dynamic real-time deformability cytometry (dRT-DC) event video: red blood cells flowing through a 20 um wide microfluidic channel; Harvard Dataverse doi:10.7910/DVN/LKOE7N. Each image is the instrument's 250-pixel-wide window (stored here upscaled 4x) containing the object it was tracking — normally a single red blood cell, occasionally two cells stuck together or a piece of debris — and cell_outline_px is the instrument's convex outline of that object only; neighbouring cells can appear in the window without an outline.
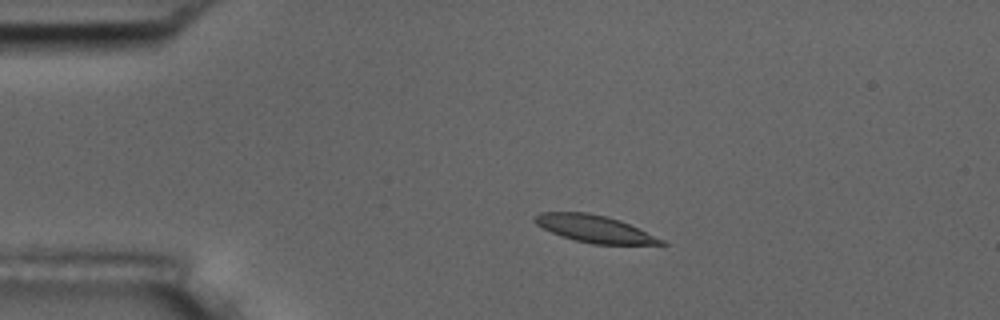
{"species": "common noctule bat (a hibernating species)", "species_latin": "Nyctalus noctula", "temperature_condition": "room temperature", "stored_images_in_passage": 5, "camera_frame_rate_fps": 3000, "um_per_image_px": 0.085, "animal": {"sex": "male", "body_mass_g": 17.5, "forearm_length_mm": 52.3}, "frame": {"image": 1, "passage_image": 1, "time_ms": 0.0, "image_size_px": [1000, 320], "cell_outline_px": [[668, 244], [592, 244], [576, 240], [552, 232], [536, 224], [532, 220], [540, 212], [588, 212], [620, 220], [664, 240]], "centroid_in_image_um": [50.52, 19.44], "position_along_channel_um": 34.5, "area_um2": 19.59}}
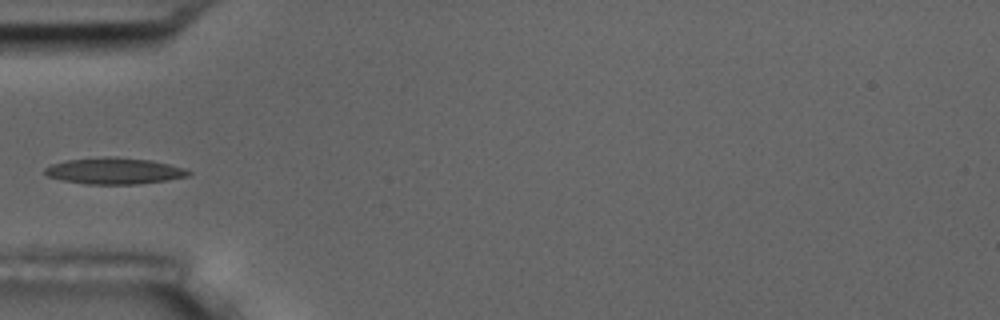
{"frame": {"image": 2, "passage_image": 3, "time_ms": 2.333, "image_size_px": [1000, 320], "cell_outline_px": [[192, 172], [188, 176], [168, 180], [136, 184], [84, 184], [64, 180], [48, 176], [44, 172], [44, 168], [52, 164], [68, 160], [108, 156], [112, 156], [152, 160], [184, 168]], "centroid_in_image_um": [9.73, 14.52], "position_along_channel_um": 75.3, "area_um2": 21.96}}